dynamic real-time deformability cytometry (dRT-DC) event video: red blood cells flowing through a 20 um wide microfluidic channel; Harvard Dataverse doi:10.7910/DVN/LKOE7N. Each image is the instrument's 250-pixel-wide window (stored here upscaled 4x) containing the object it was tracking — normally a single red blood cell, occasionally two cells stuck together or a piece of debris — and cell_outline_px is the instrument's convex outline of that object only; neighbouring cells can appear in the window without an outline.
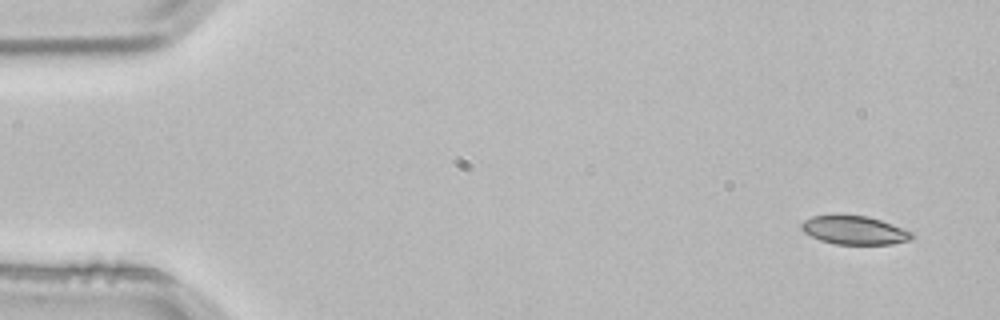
{"species": "common noctule bat (a hibernating species)", "species_latin": "Nyctalus noctula", "temperature_condition": "room temperature", "stored_images_in_passage": 4, "camera_frame_rate_fps": 3000, "um_per_image_px": 0.085, "animal": {"sex": "male", "body_mass_g": 21.5, "forearm_length_mm": 52.0}, "frame": {"image": 1, "passage_image": 1, "time_ms": 0.0, "image_size_px": [1000, 320], "cell_outline_px": [[916, 236], [908, 240], [892, 244], [836, 244], [820, 240], [804, 232], [800, 228], [800, 224], [804, 220], [812, 216], [868, 216], [892, 224], [912, 232]], "centroid_in_image_um": [72.62, 19.58], "position_along_channel_um": 12.4, "area_um2": 18.09}}
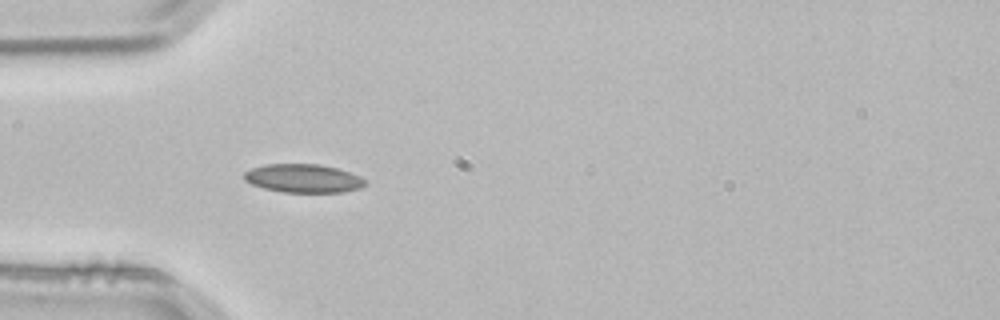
{"frame": {"image": 2, "passage_image": 4, "time_ms": 1.0, "image_size_px": [1000, 320], "cell_outline_px": [[368, 184], [360, 188], [344, 192], [284, 192], [264, 188], [252, 184], [244, 180], [244, 172], [252, 168], [264, 164], [320, 164], [336, 168], [360, 176]], "centroid_in_image_um": [25.78, 15.16], "position_along_channel_um": 59.2, "area_um2": 20.06}}